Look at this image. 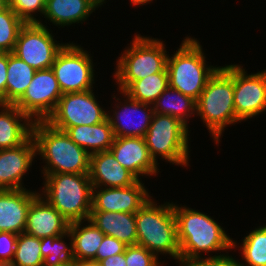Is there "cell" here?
<instances>
[{
	"mask_svg": "<svg viewBox=\"0 0 266 266\" xmlns=\"http://www.w3.org/2000/svg\"><path fill=\"white\" fill-rule=\"evenodd\" d=\"M173 211L180 244V266L203 258L201 253L227 252L233 248V238L211 216L177 203H173Z\"/></svg>",
	"mask_w": 266,
	"mask_h": 266,
	"instance_id": "1",
	"label": "cell"
},
{
	"mask_svg": "<svg viewBox=\"0 0 266 266\" xmlns=\"http://www.w3.org/2000/svg\"><path fill=\"white\" fill-rule=\"evenodd\" d=\"M32 137L36 155L45 162L43 176L55 173L89 174L90 154L74 143L69 135L46 121H35Z\"/></svg>",
	"mask_w": 266,
	"mask_h": 266,
	"instance_id": "2",
	"label": "cell"
},
{
	"mask_svg": "<svg viewBox=\"0 0 266 266\" xmlns=\"http://www.w3.org/2000/svg\"><path fill=\"white\" fill-rule=\"evenodd\" d=\"M233 96L234 64H227L220 66L208 79L196 101V115L200 116L217 145L224 128L237 123Z\"/></svg>",
	"mask_w": 266,
	"mask_h": 266,
	"instance_id": "3",
	"label": "cell"
},
{
	"mask_svg": "<svg viewBox=\"0 0 266 266\" xmlns=\"http://www.w3.org/2000/svg\"><path fill=\"white\" fill-rule=\"evenodd\" d=\"M137 245L145 247L157 257L171 256L179 263L180 244L173 202L157 205L150 198L136 213Z\"/></svg>",
	"mask_w": 266,
	"mask_h": 266,
	"instance_id": "4",
	"label": "cell"
},
{
	"mask_svg": "<svg viewBox=\"0 0 266 266\" xmlns=\"http://www.w3.org/2000/svg\"><path fill=\"white\" fill-rule=\"evenodd\" d=\"M42 195L70 223L89 219L93 185L89 174L55 173L44 176Z\"/></svg>",
	"mask_w": 266,
	"mask_h": 266,
	"instance_id": "5",
	"label": "cell"
},
{
	"mask_svg": "<svg viewBox=\"0 0 266 266\" xmlns=\"http://www.w3.org/2000/svg\"><path fill=\"white\" fill-rule=\"evenodd\" d=\"M180 48L167 59L169 86L198 100L208 79L220 67L206 64L202 45L197 38L186 36Z\"/></svg>",
	"mask_w": 266,
	"mask_h": 266,
	"instance_id": "6",
	"label": "cell"
},
{
	"mask_svg": "<svg viewBox=\"0 0 266 266\" xmlns=\"http://www.w3.org/2000/svg\"><path fill=\"white\" fill-rule=\"evenodd\" d=\"M130 44L116 60V70L113 76H115L118 91H124L133 81L151 74L168 72L169 54L163 41L135 34Z\"/></svg>",
	"mask_w": 266,
	"mask_h": 266,
	"instance_id": "7",
	"label": "cell"
},
{
	"mask_svg": "<svg viewBox=\"0 0 266 266\" xmlns=\"http://www.w3.org/2000/svg\"><path fill=\"white\" fill-rule=\"evenodd\" d=\"M189 128L179 119L153 113L144 136L149 154L156 164L157 158L177 166L189 165Z\"/></svg>",
	"mask_w": 266,
	"mask_h": 266,
	"instance_id": "8",
	"label": "cell"
},
{
	"mask_svg": "<svg viewBox=\"0 0 266 266\" xmlns=\"http://www.w3.org/2000/svg\"><path fill=\"white\" fill-rule=\"evenodd\" d=\"M90 52L69 42L57 53L52 71L62 93L85 92L93 89L94 64Z\"/></svg>",
	"mask_w": 266,
	"mask_h": 266,
	"instance_id": "9",
	"label": "cell"
},
{
	"mask_svg": "<svg viewBox=\"0 0 266 266\" xmlns=\"http://www.w3.org/2000/svg\"><path fill=\"white\" fill-rule=\"evenodd\" d=\"M93 89L85 92L64 93L46 122L66 131L79 125H96L107 118V111L97 101Z\"/></svg>",
	"mask_w": 266,
	"mask_h": 266,
	"instance_id": "10",
	"label": "cell"
},
{
	"mask_svg": "<svg viewBox=\"0 0 266 266\" xmlns=\"http://www.w3.org/2000/svg\"><path fill=\"white\" fill-rule=\"evenodd\" d=\"M43 24L41 20L38 23H25L19 31L13 51L36 71L51 68L57 53L66 44L58 43L48 26Z\"/></svg>",
	"mask_w": 266,
	"mask_h": 266,
	"instance_id": "11",
	"label": "cell"
},
{
	"mask_svg": "<svg viewBox=\"0 0 266 266\" xmlns=\"http://www.w3.org/2000/svg\"><path fill=\"white\" fill-rule=\"evenodd\" d=\"M62 95L52 69L37 70L26 92L14 105L33 122L46 121Z\"/></svg>",
	"mask_w": 266,
	"mask_h": 266,
	"instance_id": "12",
	"label": "cell"
},
{
	"mask_svg": "<svg viewBox=\"0 0 266 266\" xmlns=\"http://www.w3.org/2000/svg\"><path fill=\"white\" fill-rule=\"evenodd\" d=\"M236 120L241 123L266 111V69L248 74L234 64V96Z\"/></svg>",
	"mask_w": 266,
	"mask_h": 266,
	"instance_id": "13",
	"label": "cell"
},
{
	"mask_svg": "<svg viewBox=\"0 0 266 266\" xmlns=\"http://www.w3.org/2000/svg\"><path fill=\"white\" fill-rule=\"evenodd\" d=\"M118 92L123 96V99H116V96H113L115 102L120 100L119 104L115 103V107H113L115 109H111L112 113L107 111V118L111 124L114 137L144 138L154 113L153 105L135 101L123 91ZM121 100H124L123 103Z\"/></svg>",
	"mask_w": 266,
	"mask_h": 266,
	"instance_id": "14",
	"label": "cell"
},
{
	"mask_svg": "<svg viewBox=\"0 0 266 266\" xmlns=\"http://www.w3.org/2000/svg\"><path fill=\"white\" fill-rule=\"evenodd\" d=\"M152 197L142 180L127 187H93L91 211L136 213Z\"/></svg>",
	"mask_w": 266,
	"mask_h": 266,
	"instance_id": "15",
	"label": "cell"
},
{
	"mask_svg": "<svg viewBox=\"0 0 266 266\" xmlns=\"http://www.w3.org/2000/svg\"><path fill=\"white\" fill-rule=\"evenodd\" d=\"M109 151L138 180L140 176H156L159 172V165L151 158L144 138L114 137Z\"/></svg>",
	"mask_w": 266,
	"mask_h": 266,
	"instance_id": "16",
	"label": "cell"
},
{
	"mask_svg": "<svg viewBox=\"0 0 266 266\" xmlns=\"http://www.w3.org/2000/svg\"><path fill=\"white\" fill-rule=\"evenodd\" d=\"M36 156V145L32 135L17 147L1 149L0 190L26 189L22 179L32 167V161Z\"/></svg>",
	"mask_w": 266,
	"mask_h": 266,
	"instance_id": "17",
	"label": "cell"
},
{
	"mask_svg": "<svg viewBox=\"0 0 266 266\" xmlns=\"http://www.w3.org/2000/svg\"><path fill=\"white\" fill-rule=\"evenodd\" d=\"M39 194L29 189H1L0 232L24 233L29 207Z\"/></svg>",
	"mask_w": 266,
	"mask_h": 266,
	"instance_id": "18",
	"label": "cell"
},
{
	"mask_svg": "<svg viewBox=\"0 0 266 266\" xmlns=\"http://www.w3.org/2000/svg\"><path fill=\"white\" fill-rule=\"evenodd\" d=\"M70 222L42 195L31 203L24 233L37 238L60 236L68 232Z\"/></svg>",
	"mask_w": 266,
	"mask_h": 266,
	"instance_id": "19",
	"label": "cell"
},
{
	"mask_svg": "<svg viewBox=\"0 0 266 266\" xmlns=\"http://www.w3.org/2000/svg\"><path fill=\"white\" fill-rule=\"evenodd\" d=\"M89 178L93 187H127L138 181L110 151L91 154Z\"/></svg>",
	"mask_w": 266,
	"mask_h": 266,
	"instance_id": "20",
	"label": "cell"
},
{
	"mask_svg": "<svg viewBox=\"0 0 266 266\" xmlns=\"http://www.w3.org/2000/svg\"><path fill=\"white\" fill-rule=\"evenodd\" d=\"M33 123L14 104L0 103V150L23 144L32 135Z\"/></svg>",
	"mask_w": 266,
	"mask_h": 266,
	"instance_id": "21",
	"label": "cell"
},
{
	"mask_svg": "<svg viewBox=\"0 0 266 266\" xmlns=\"http://www.w3.org/2000/svg\"><path fill=\"white\" fill-rule=\"evenodd\" d=\"M99 6L93 0H46L43 16L55 26L85 22Z\"/></svg>",
	"mask_w": 266,
	"mask_h": 266,
	"instance_id": "22",
	"label": "cell"
},
{
	"mask_svg": "<svg viewBox=\"0 0 266 266\" xmlns=\"http://www.w3.org/2000/svg\"><path fill=\"white\" fill-rule=\"evenodd\" d=\"M89 220L106 236L114 237L127 246L137 244L135 213L91 211Z\"/></svg>",
	"mask_w": 266,
	"mask_h": 266,
	"instance_id": "23",
	"label": "cell"
},
{
	"mask_svg": "<svg viewBox=\"0 0 266 266\" xmlns=\"http://www.w3.org/2000/svg\"><path fill=\"white\" fill-rule=\"evenodd\" d=\"M65 132L74 143L90 155L109 151L114 140L113 130L108 118L96 125L69 127Z\"/></svg>",
	"mask_w": 266,
	"mask_h": 266,
	"instance_id": "24",
	"label": "cell"
},
{
	"mask_svg": "<svg viewBox=\"0 0 266 266\" xmlns=\"http://www.w3.org/2000/svg\"><path fill=\"white\" fill-rule=\"evenodd\" d=\"M68 232L72 238L73 260L95 262L98 247L105 234L89 219L71 222Z\"/></svg>",
	"mask_w": 266,
	"mask_h": 266,
	"instance_id": "25",
	"label": "cell"
},
{
	"mask_svg": "<svg viewBox=\"0 0 266 266\" xmlns=\"http://www.w3.org/2000/svg\"><path fill=\"white\" fill-rule=\"evenodd\" d=\"M153 110L157 114L173 116L189 128V118L196 115V101L168 86L153 104Z\"/></svg>",
	"mask_w": 266,
	"mask_h": 266,
	"instance_id": "26",
	"label": "cell"
},
{
	"mask_svg": "<svg viewBox=\"0 0 266 266\" xmlns=\"http://www.w3.org/2000/svg\"><path fill=\"white\" fill-rule=\"evenodd\" d=\"M35 72L25 61L8 53L5 104H15L23 96Z\"/></svg>",
	"mask_w": 266,
	"mask_h": 266,
	"instance_id": "27",
	"label": "cell"
},
{
	"mask_svg": "<svg viewBox=\"0 0 266 266\" xmlns=\"http://www.w3.org/2000/svg\"><path fill=\"white\" fill-rule=\"evenodd\" d=\"M168 86V72H158L133 81L123 92L135 101L153 105Z\"/></svg>",
	"mask_w": 266,
	"mask_h": 266,
	"instance_id": "28",
	"label": "cell"
},
{
	"mask_svg": "<svg viewBox=\"0 0 266 266\" xmlns=\"http://www.w3.org/2000/svg\"><path fill=\"white\" fill-rule=\"evenodd\" d=\"M239 244L233 240V248H240L242 260L246 262L241 263L242 266H266V225L252 230L244 237L242 245Z\"/></svg>",
	"mask_w": 266,
	"mask_h": 266,
	"instance_id": "29",
	"label": "cell"
},
{
	"mask_svg": "<svg viewBox=\"0 0 266 266\" xmlns=\"http://www.w3.org/2000/svg\"><path fill=\"white\" fill-rule=\"evenodd\" d=\"M69 238V244L64 239ZM43 266H62L73 260L72 238L69 232L60 236L41 238Z\"/></svg>",
	"mask_w": 266,
	"mask_h": 266,
	"instance_id": "30",
	"label": "cell"
},
{
	"mask_svg": "<svg viewBox=\"0 0 266 266\" xmlns=\"http://www.w3.org/2000/svg\"><path fill=\"white\" fill-rule=\"evenodd\" d=\"M41 239L26 233L18 235L12 263L15 266H43Z\"/></svg>",
	"mask_w": 266,
	"mask_h": 266,
	"instance_id": "31",
	"label": "cell"
},
{
	"mask_svg": "<svg viewBox=\"0 0 266 266\" xmlns=\"http://www.w3.org/2000/svg\"><path fill=\"white\" fill-rule=\"evenodd\" d=\"M25 23L7 6L0 12V50L13 53L20 29Z\"/></svg>",
	"mask_w": 266,
	"mask_h": 266,
	"instance_id": "32",
	"label": "cell"
},
{
	"mask_svg": "<svg viewBox=\"0 0 266 266\" xmlns=\"http://www.w3.org/2000/svg\"><path fill=\"white\" fill-rule=\"evenodd\" d=\"M46 0H11L9 7L19 16L24 23H38L36 13L42 16ZM35 14V16H34Z\"/></svg>",
	"mask_w": 266,
	"mask_h": 266,
	"instance_id": "33",
	"label": "cell"
},
{
	"mask_svg": "<svg viewBox=\"0 0 266 266\" xmlns=\"http://www.w3.org/2000/svg\"><path fill=\"white\" fill-rule=\"evenodd\" d=\"M159 258L145 247L130 245L125 248V261L127 266H163Z\"/></svg>",
	"mask_w": 266,
	"mask_h": 266,
	"instance_id": "34",
	"label": "cell"
},
{
	"mask_svg": "<svg viewBox=\"0 0 266 266\" xmlns=\"http://www.w3.org/2000/svg\"><path fill=\"white\" fill-rule=\"evenodd\" d=\"M126 246L127 245L116 238L105 235L102 243L98 247L95 263L98 264L101 260L106 259L109 256L123 253Z\"/></svg>",
	"mask_w": 266,
	"mask_h": 266,
	"instance_id": "35",
	"label": "cell"
},
{
	"mask_svg": "<svg viewBox=\"0 0 266 266\" xmlns=\"http://www.w3.org/2000/svg\"><path fill=\"white\" fill-rule=\"evenodd\" d=\"M209 257H203L200 259L193 260L186 266H242L239 260H236L235 257L229 256V254H220L211 256L208 254Z\"/></svg>",
	"mask_w": 266,
	"mask_h": 266,
	"instance_id": "36",
	"label": "cell"
},
{
	"mask_svg": "<svg viewBox=\"0 0 266 266\" xmlns=\"http://www.w3.org/2000/svg\"><path fill=\"white\" fill-rule=\"evenodd\" d=\"M18 235L12 232H0V261L12 262Z\"/></svg>",
	"mask_w": 266,
	"mask_h": 266,
	"instance_id": "37",
	"label": "cell"
},
{
	"mask_svg": "<svg viewBox=\"0 0 266 266\" xmlns=\"http://www.w3.org/2000/svg\"><path fill=\"white\" fill-rule=\"evenodd\" d=\"M8 53L0 54V103L5 104Z\"/></svg>",
	"mask_w": 266,
	"mask_h": 266,
	"instance_id": "38",
	"label": "cell"
},
{
	"mask_svg": "<svg viewBox=\"0 0 266 266\" xmlns=\"http://www.w3.org/2000/svg\"><path fill=\"white\" fill-rule=\"evenodd\" d=\"M98 266H127L125 261V251L121 254L109 256L106 259L101 260Z\"/></svg>",
	"mask_w": 266,
	"mask_h": 266,
	"instance_id": "39",
	"label": "cell"
},
{
	"mask_svg": "<svg viewBox=\"0 0 266 266\" xmlns=\"http://www.w3.org/2000/svg\"><path fill=\"white\" fill-rule=\"evenodd\" d=\"M75 266H98L94 261H80L75 260Z\"/></svg>",
	"mask_w": 266,
	"mask_h": 266,
	"instance_id": "40",
	"label": "cell"
},
{
	"mask_svg": "<svg viewBox=\"0 0 266 266\" xmlns=\"http://www.w3.org/2000/svg\"><path fill=\"white\" fill-rule=\"evenodd\" d=\"M153 0H130V3H132L133 6H137L138 5H146V4H150Z\"/></svg>",
	"mask_w": 266,
	"mask_h": 266,
	"instance_id": "41",
	"label": "cell"
},
{
	"mask_svg": "<svg viewBox=\"0 0 266 266\" xmlns=\"http://www.w3.org/2000/svg\"><path fill=\"white\" fill-rule=\"evenodd\" d=\"M99 7H102L103 4H105L106 0H93Z\"/></svg>",
	"mask_w": 266,
	"mask_h": 266,
	"instance_id": "42",
	"label": "cell"
},
{
	"mask_svg": "<svg viewBox=\"0 0 266 266\" xmlns=\"http://www.w3.org/2000/svg\"><path fill=\"white\" fill-rule=\"evenodd\" d=\"M0 266H15L12 262H1L0 261Z\"/></svg>",
	"mask_w": 266,
	"mask_h": 266,
	"instance_id": "43",
	"label": "cell"
},
{
	"mask_svg": "<svg viewBox=\"0 0 266 266\" xmlns=\"http://www.w3.org/2000/svg\"><path fill=\"white\" fill-rule=\"evenodd\" d=\"M62 266H75V260H72L71 262H68Z\"/></svg>",
	"mask_w": 266,
	"mask_h": 266,
	"instance_id": "44",
	"label": "cell"
},
{
	"mask_svg": "<svg viewBox=\"0 0 266 266\" xmlns=\"http://www.w3.org/2000/svg\"><path fill=\"white\" fill-rule=\"evenodd\" d=\"M7 6L0 1V12L3 11Z\"/></svg>",
	"mask_w": 266,
	"mask_h": 266,
	"instance_id": "45",
	"label": "cell"
},
{
	"mask_svg": "<svg viewBox=\"0 0 266 266\" xmlns=\"http://www.w3.org/2000/svg\"><path fill=\"white\" fill-rule=\"evenodd\" d=\"M1 2H3L6 6H9L11 3V0H0Z\"/></svg>",
	"mask_w": 266,
	"mask_h": 266,
	"instance_id": "46",
	"label": "cell"
}]
</instances>
